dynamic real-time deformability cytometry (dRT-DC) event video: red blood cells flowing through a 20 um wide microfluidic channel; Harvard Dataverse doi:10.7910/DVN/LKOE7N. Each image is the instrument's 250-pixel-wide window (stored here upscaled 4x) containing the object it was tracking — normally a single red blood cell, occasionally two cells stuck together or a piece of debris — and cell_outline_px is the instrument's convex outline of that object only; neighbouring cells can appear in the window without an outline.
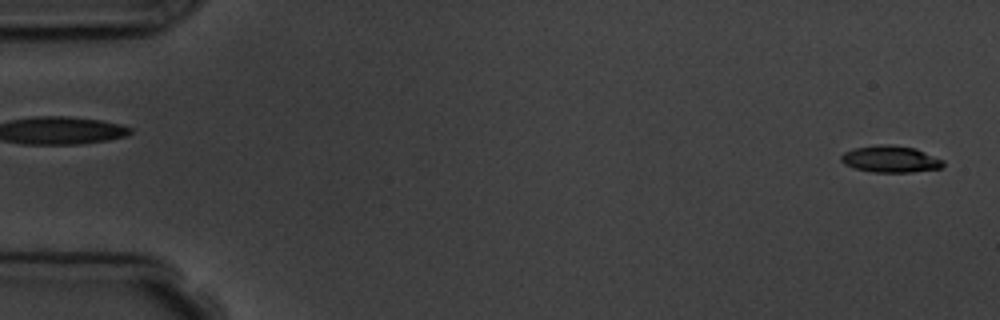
{"species": "common noctule bat (a hibernating species)", "species_latin": "Nyctalus noctula", "temperature_condition": "room temperature", "stored_images_in_passage": 6, "segment_of_instrument_passage": [2, 2], "camera_frame_rate_fps": 3000, "um_per_image_px": 0.085, "animal": {"sex": "male", "body_mass_g": 19.5, "forearm_length_mm": 54.6}, "frame": {"image": 1, "passage_image": 6, "time_ms": 5.667, "image_size_px": [1000, 320], "cell_outline_px": [[944, 164], [940, 168], [912, 172], [872, 172], [856, 168], [844, 164], [840, 160], [840, 156], [844, 152], [852, 148], [880, 144], [892, 144], [916, 148], [944, 160]], "centroid_in_image_um": [75.68, 13.51], "position_along_channel_um": 9.3, "area_um2": 16.01}}